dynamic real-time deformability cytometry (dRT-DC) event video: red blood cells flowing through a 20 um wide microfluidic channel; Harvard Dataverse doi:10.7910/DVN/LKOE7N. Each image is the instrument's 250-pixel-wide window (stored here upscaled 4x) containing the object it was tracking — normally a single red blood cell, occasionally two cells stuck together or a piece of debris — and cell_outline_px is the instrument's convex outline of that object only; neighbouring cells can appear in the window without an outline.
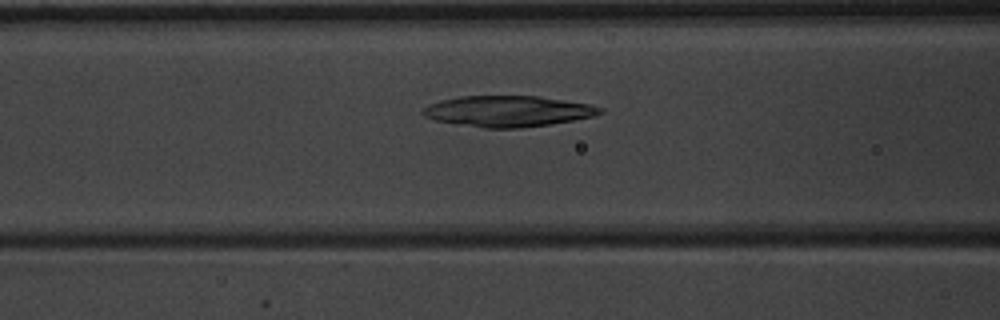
{"species": "common noctule bat (a hibernating species)", "species_latin": "Nyctalus noctula", "temperature_condition": "warm", "stored_images_in_passage": 47, "camera_frame_rate_fps": 3000, "um_per_image_px": 0.085, "animal": {"sex": "male", "body_mass_g": 20.1, "forearm_length_mm": 53.5}, "frame": {"image": 1, "passage_image": 17, "time_ms": 5.333, "image_size_px": [1000, 320], "cell_outline_px": [[604, 112], [592, 116], [572, 120], [548, 124], [520, 128], [484, 128], [436, 120], [424, 116], [420, 112], [428, 104], [440, 100], [460, 96], [536, 96], [592, 104], [604, 108]], "centroid_in_image_um": [43.17, 9.44], "position_along_channel_um": 123.4, "area_um2": 31.79}}
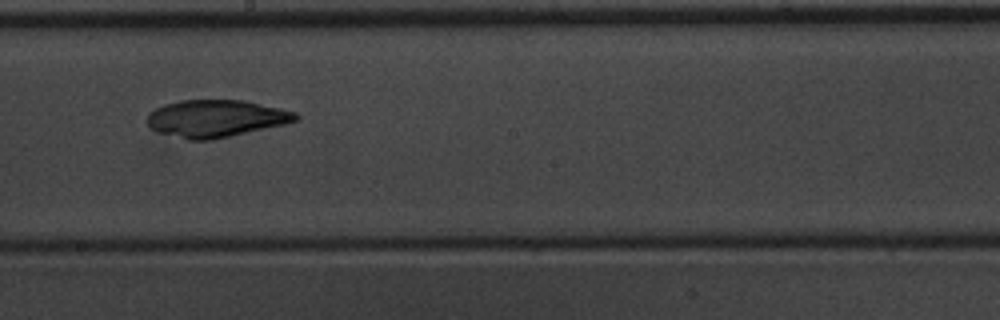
{"frame": {"image": 2, "passage_image": 25, "time_ms": 8.0, "image_size_px": [1000, 320], "cell_outline_px": [[300, 120], [284, 124], [212, 140], [188, 140], [160, 132], [152, 128], [148, 124], [148, 112], [164, 104], [180, 100], [244, 100], [280, 108], [296, 112], [300, 116]], "centroid_in_image_um": [18.37, 10.06], "position_along_channel_um": 229.8, "area_um2": 32.14}}
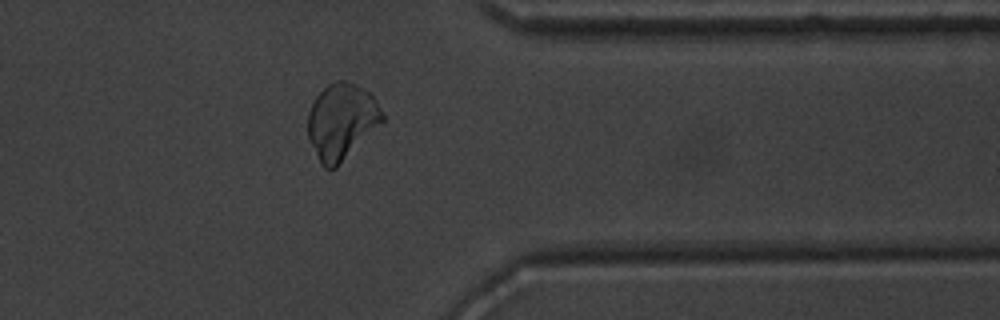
{"frame": {"image": 3, "passage_image": 37, "time_ms": 12.0, "image_size_px": [1000, 320], "cell_outline_px": [[384, 120], [336, 168], [324, 168], [320, 164], [308, 136], [308, 112], [316, 96], [328, 84], [336, 80], [344, 80], [364, 88], [376, 100], [384, 116]], "centroid_in_image_um": [29.02, 10.31], "position_along_channel_um": 382.4, "area_um2": 32.6}}